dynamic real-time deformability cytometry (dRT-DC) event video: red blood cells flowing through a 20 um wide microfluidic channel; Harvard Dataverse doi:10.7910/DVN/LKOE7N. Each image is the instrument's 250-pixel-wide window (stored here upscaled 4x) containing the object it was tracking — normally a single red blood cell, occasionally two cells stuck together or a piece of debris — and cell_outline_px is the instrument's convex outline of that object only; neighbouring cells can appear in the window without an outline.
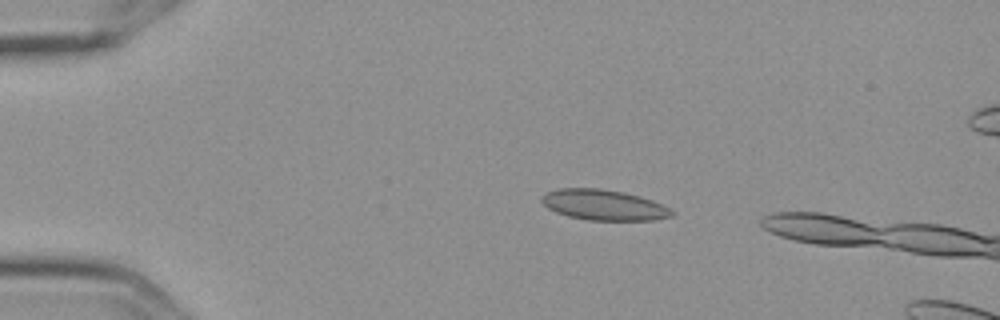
{"species": "Egyptian fruit bat (a non-hibernating species)", "species_latin": "Rousettus aegyptiacus", "temperature_condition": "cold", "stored_images_in_passage": 4, "camera_frame_rate_fps": 3000, "um_per_image_px": 0.085, "frame": {"image": 1, "passage_image": 2, "time_ms": 0.333, "image_size_px": [1000, 320], "cell_outline_px": [[676, 212], [672, 216], [652, 220], [588, 220], [568, 216], [556, 212], [548, 208], [540, 200], [548, 192], [560, 188], [600, 188], [624, 192], [640, 196], [652, 200]], "centroid_in_image_um": [51.33, 17.42], "position_along_channel_um": 33.7, "area_um2": 23.0}}